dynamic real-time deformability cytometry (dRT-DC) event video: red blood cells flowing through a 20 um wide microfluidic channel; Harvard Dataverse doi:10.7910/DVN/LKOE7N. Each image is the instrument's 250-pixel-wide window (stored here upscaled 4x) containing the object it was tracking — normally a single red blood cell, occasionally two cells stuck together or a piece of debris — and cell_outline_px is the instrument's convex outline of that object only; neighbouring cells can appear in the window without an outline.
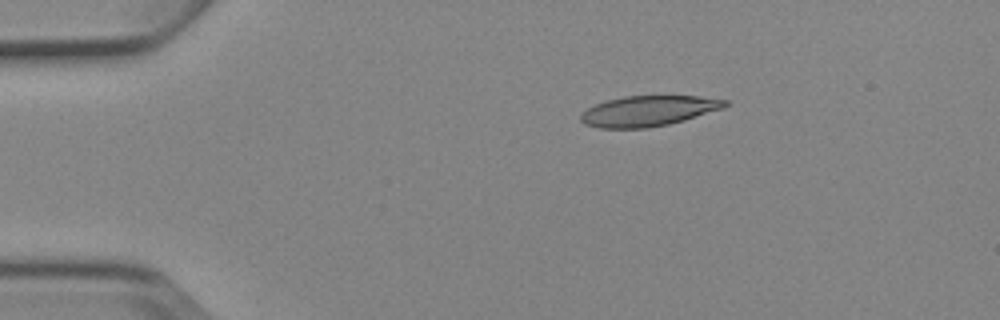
{"species": "Egyptian fruit bat (a non-hibernating species)", "species_latin": "Rousettus aegyptiacus", "temperature_condition": "cold", "stored_images_in_passage": 4, "camera_frame_rate_fps": 3000, "um_per_image_px": 0.085, "animal": {"sex": "female"}, "frame": {"image": 1, "passage_image": 3, "time_ms": 2.333, "image_size_px": [1000, 320], "cell_outline_px": [[728, 104], [724, 108], [684, 120], [668, 124], [648, 128], [600, 128], [584, 124], [580, 120], [580, 116], [588, 108], [596, 104], [608, 100], [624, 96], [700, 96], [728, 100]], "centroid_in_image_um": [55.13, 9.43], "position_along_channel_um": 29.9, "area_um2": 25.49}}